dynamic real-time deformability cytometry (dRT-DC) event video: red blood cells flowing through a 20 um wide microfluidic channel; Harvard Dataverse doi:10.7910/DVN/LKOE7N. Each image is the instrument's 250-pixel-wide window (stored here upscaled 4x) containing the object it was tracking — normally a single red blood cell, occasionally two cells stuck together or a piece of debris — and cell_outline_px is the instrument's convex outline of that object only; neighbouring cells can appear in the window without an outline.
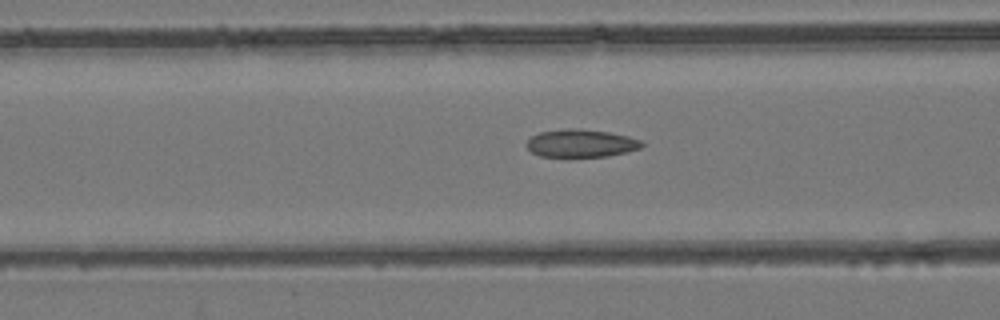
{"species": "common noctule bat (a hibernating species)", "species_latin": "Nyctalus noctula", "temperature_condition": "room temperature", "stored_images_in_passage": 45, "camera_frame_rate_fps": 3000, "um_per_image_px": 0.085, "animal": {"sex": "female", "body_mass_g": 24.6, "forearm_length_mm": 56.2}, "frame": {"image": 1, "passage_image": 13, "time_ms": 4.0, "image_size_px": [1000, 320], "cell_outline_px": [[644, 144], [640, 148], [628, 152], [608, 156], [568, 160], [540, 156], [532, 152], [528, 148], [528, 140], [532, 136], [540, 132], [568, 128], [576, 128], [608, 132], [628, 136], [640, 140]], "centroid_in_image_um": [49.37, 12.23], "position_along_channel_um": 117.2, "area_um2": 19.42}}
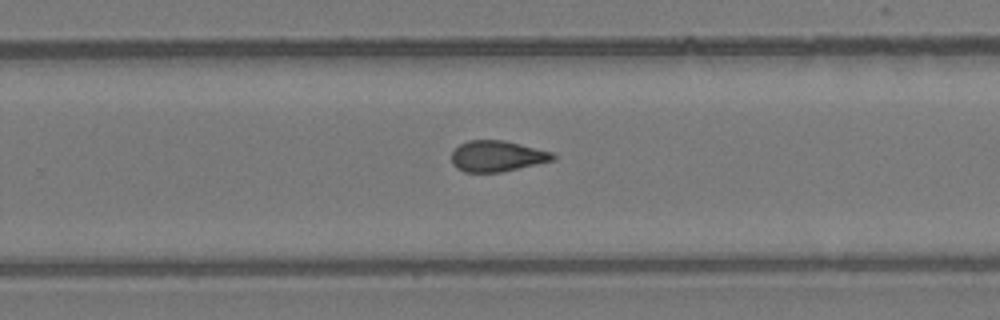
{"frame": {"image": 2, "passage_image": 26, "time_ms": 8.333, "image_size_px": [1000, 320], "cell_outline_px": [[556, 156], [552, 160], [500, 172], [464, 172], [456, 168], [452, 164], [452, 152], [460, 144], [468, 140], [504, 140], [552, 152]], "centroid_in_image_um": [42.2, 13.27], "position_along_channel_um": 287.6, "area_um2": 18.03}}
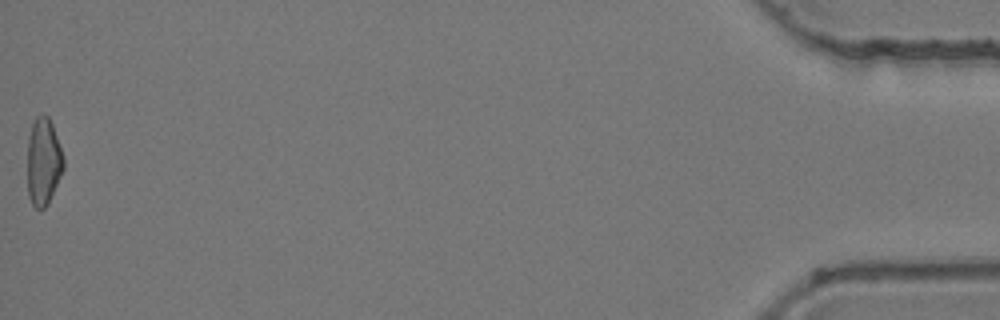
{"frame": {"image": 3, "passage_image": 45, "time_ms": 14.667, "image_size_px": [1000, 320], "cell_outline_px": [[64, 168], [48, 204], [44, 208], [36, 208], [32, 204], [28, 196], [28, 136], [32, 124], [36, 116], [44, 112], [48, 116], [52, 124], [64, 156]], "centroid_in_image_um": [3.69, 13.71], "position_along_channel_um": 431.5, "area_um2": 18.5}, "authors_computed_cell_mechanics": {"area_um2": 18.7272, "velocity_mm_per_s": 3.9339, "shape_relaxation_time_tau1_ms": null, "shape_relaxation_time_tau2_ms": 2.2308, "deformation_change_tau1": null, "deformation_change_tau2": 0.076}}